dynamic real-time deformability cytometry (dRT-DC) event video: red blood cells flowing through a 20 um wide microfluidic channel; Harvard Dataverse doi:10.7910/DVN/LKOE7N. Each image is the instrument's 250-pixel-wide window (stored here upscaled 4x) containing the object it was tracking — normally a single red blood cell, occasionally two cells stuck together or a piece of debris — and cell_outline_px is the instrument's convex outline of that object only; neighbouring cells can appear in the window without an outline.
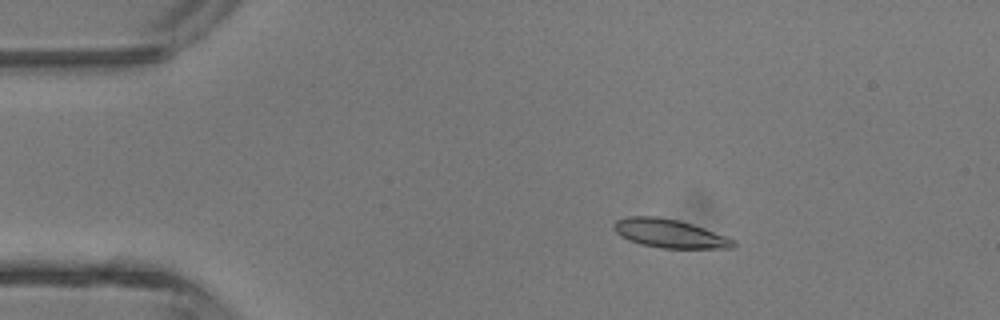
{"species": "common noctule bat (a hibernating species)", "species_latin": "Nyctalus noctula", "temperature_condition": "room temperature", "stored_images_in_passage": 4, "camera_frame_rate_fps": 3000, "um_per_image_px": 0.085, "animal": {"sex": "male", "body_mass_g": 13.3}, "frame": {"image": 1, "passage_image": 2, "time_ms": 2.0, "image_size_px": [1000, 320], "cell_outline_px": [[736, 248], [660, 248], [640, 244], [628, 240], [620, 236], [612, 228], [612, 224], [616, 220], [628, 216], [656, 216], [680, 220], [704, 228], [736, 240]], "centroid_in_image_um": [56.89, 19.84], "position_along_channel_um": 28.1, "area_um2": 20.11}}
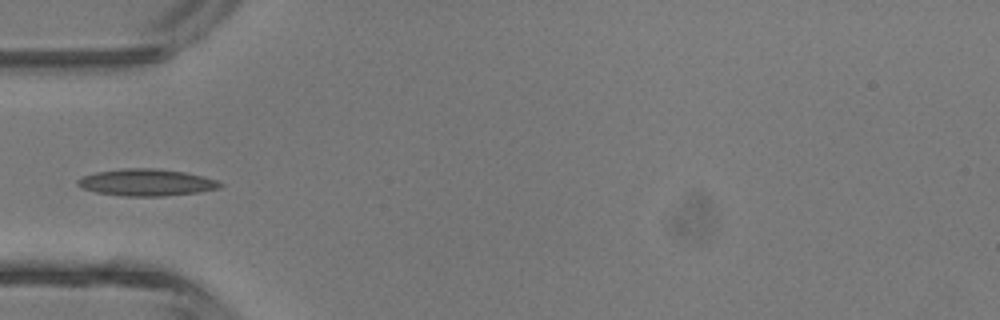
{"frame": {"image": 2, "passage_image": 4, "time_ms": 4.333, "image_size_px": [1000, 320], "cell_outline_px": [[224, 184], [220, 188], [196, 192], [164, 196], [124, 196], [96, 192], [80, 188], [76, 184], [76, 180], [84, 176], [96, 172], [124, 168], [156, 168], [184, 172], [204, 176], [216, 180]], "centroid_in_image_um": [12.43, 15.5], "position_along_channel_um": 72.6, "area_um2": 22.31}}